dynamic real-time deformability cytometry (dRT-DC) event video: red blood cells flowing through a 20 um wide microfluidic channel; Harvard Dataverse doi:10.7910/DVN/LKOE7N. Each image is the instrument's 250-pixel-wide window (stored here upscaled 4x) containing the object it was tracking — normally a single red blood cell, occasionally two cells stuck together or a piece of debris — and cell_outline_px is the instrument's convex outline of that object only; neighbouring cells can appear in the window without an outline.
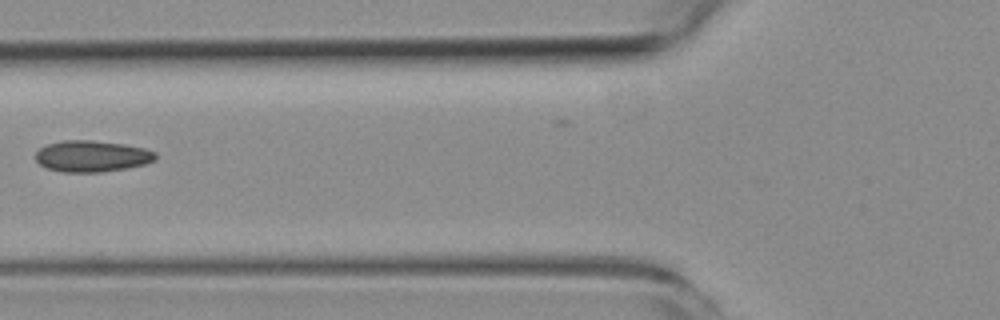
{"species": "common noctule bat (a hibernating species)", "species_latin": "Nyctalus noctula", "temperature_condition": "room temperature", "stored_images_in_passage": 6, "camera_frame_rate_fps": 3000, "um_per_image_px": 0.085, "animal": {"sex": "female", "body_mass_g": 19.3, "forearm_length_mm": 54.1}, "frame": {"image": 1, "passage_image": 5, "time_ms": 6.0, "image_size_px": [1000, 320], "cell_outline_px": [[156, 160], [144, 164], [128, 168], [100, 172], [64, 172], [48, 168], [40, 164], [36, 160], [36, 152], [40, 148], [48, 144], [64, 140], [92, 140], [124, 144], [144, 148], [156, 152]], "centroid_in_image_um": [7.83, 13.27], "position_along_channel_um": 118.0, "area_um2": 21.85}}
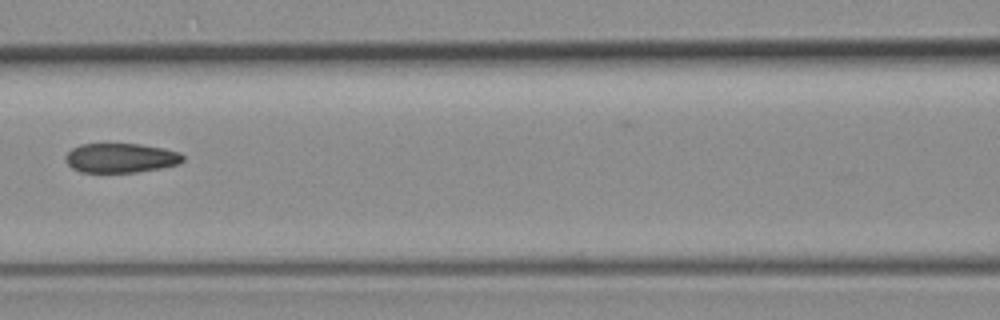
{"frame": {"image": 2, "passage_image": 6, "time_ms": 7.0, "image_size_px": [1000, 320], "cell_outline_px": [[184, 160], [180, 164], [160, 168], [136, 172], [80, 172], [72, 168], [64, 160], [68, 152], [72, 148], [80, 144], [140, 144], [164, 148], [180, 152], [184, 156]], "centroid_in_image_um": [10.28, 13.42], "position_along_channel_um": 156.3, "area_um2": 20.23}}